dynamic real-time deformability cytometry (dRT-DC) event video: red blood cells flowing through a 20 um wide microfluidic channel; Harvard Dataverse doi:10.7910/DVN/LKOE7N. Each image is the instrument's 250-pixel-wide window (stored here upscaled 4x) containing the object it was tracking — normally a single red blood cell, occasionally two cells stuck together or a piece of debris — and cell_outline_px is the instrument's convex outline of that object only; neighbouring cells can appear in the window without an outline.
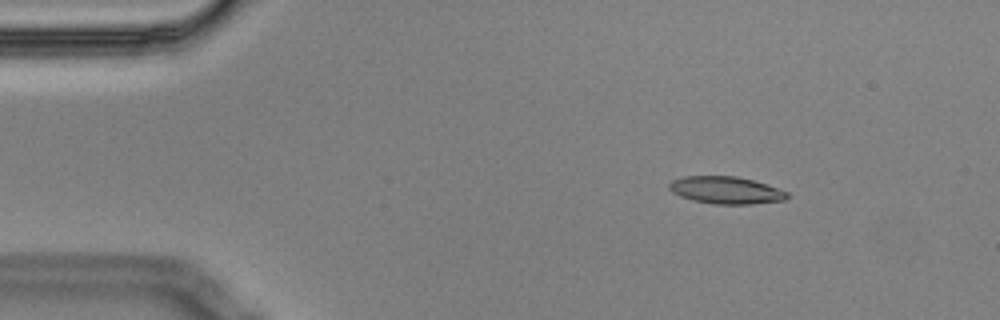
{"species": "Egyptian fruit bat (a non-hibernating species)", "species_latin": "Rousettus aegyptiacus", "temperature_condition": "cold", "stored_images_in_passage": 8, "camera_frame_rate_fps": 3000, "um_per_image_px": 0.085, "animal": {"sex": "male"}, "frame": {"image": 1, "passage_image": 2, "time_ms": 0.333, "image_size_px": [1000, 320], "cell_outline_px": [[792, 196], [784, 200], [752, 204], [712, 204], [692, 200], [680, 196], [672, 192], [668, 188], [668, 184], [672, 180], [684, 176], [736, 176], [752, 180], [788, 192]], "centroid_in_image_um": [61.68, 16.17], "position_along_channel_um": 23.3, "area_um2": 18.79}}
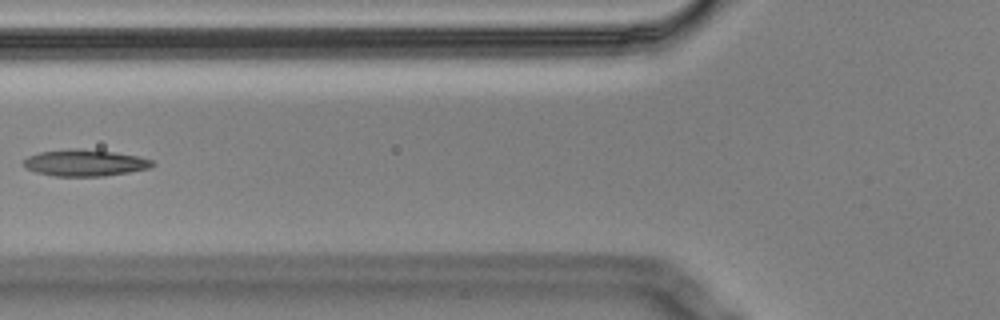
{"frame": {"image": 2, "passage_image": 6, "time_ms": 1.667, "image_size_px": [1000, 320], "cell_outline_px": [[156, 164], [148, 168], [128, 172], [104, 176], [56, 176], [36, 172], [24, 168], [24, 160], [28, 156], [40, 152], [76, 148], [80, 148], [112, 152], [140, 156], [152, 160]], "centroid_in_image_um": [7.21, 13.84], "position_along_channel_um": 118.6, "area_um2": 19.83}}
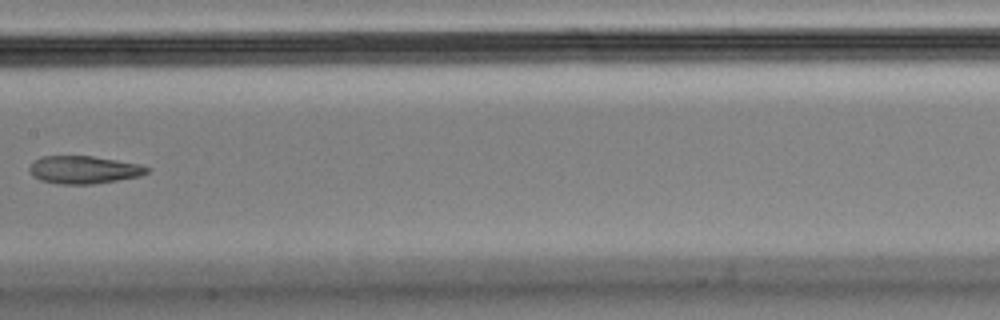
{"frame": {"image": 3, "passage_image": 8, "time_ms": 2.333, "image_size_px": [1000, 320], "cell_outline_px": [[148, 172], [140, 176], [92, 184], [60, 184], [40, 180], [32, 176], [28, 172], [28, 168], [36, 160], [44, 156], [92, 156], [140, 164], [148, 168]], "centroid_in_image_um": [7.09, 14.43], "position_along_channel_um": 200.3, "area_um2": 18.84}}